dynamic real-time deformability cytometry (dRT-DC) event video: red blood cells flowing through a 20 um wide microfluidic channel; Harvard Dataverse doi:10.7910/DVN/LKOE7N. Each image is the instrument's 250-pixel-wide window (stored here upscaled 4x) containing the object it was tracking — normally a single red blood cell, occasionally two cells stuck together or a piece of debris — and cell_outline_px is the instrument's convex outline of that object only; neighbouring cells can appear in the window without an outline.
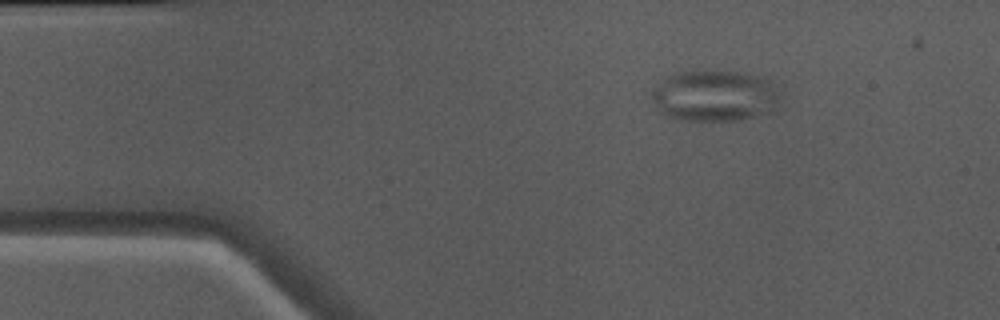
{"species": "Egyptian fruit bat (a non-hibernating species)", "species_latin": "Rousettus aegyptiacus", "temperature_condition": "warm", "stored_images_in_passage": 43, "camera_frame_rate_fps": 3000, "um_per_image_px": 0.085, "animal": {"sex": "male"}, "frame": {"image": 1, "passage_image": 1, "time_ms": 0.0, "image_size_px": [1000, 320], "cell_outline_px": [[780, 96], [772, 112], [740, 120], [684, 120], [668, 116], [656, 108], [652, 96], [652, 88], [668, 76], [676, 72], [744, 72], [760, 76], [772, 80]], "centroid_in_image_um": [60.78, 8.15], "position_along_channel_um": 24.2, "area_um2": 38.15}}
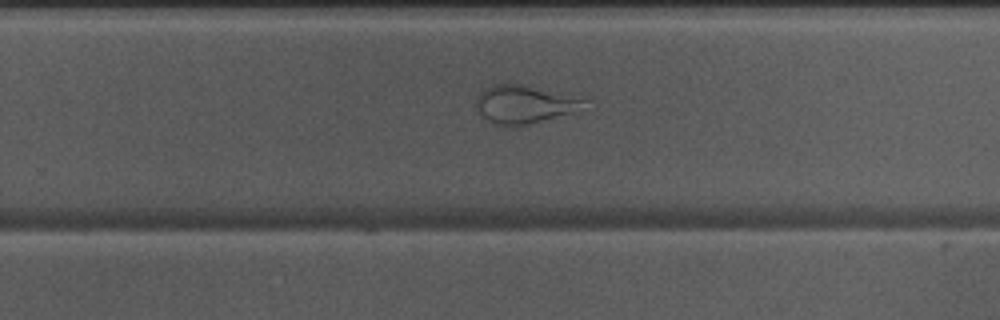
{"frame": {"image": 2, "passage_image": 25, "time_ms": 8.0, "image_size_px": [1000, 320], "cell_outline_px": [[588, 100], [572, 112], [528, 124], [500, 124], [488, 120], [476, 108], [476, 96], [484, 88], [492, 84], [528, 84]], "centroid_in_image_um": [44.51, 8.81], "position_along_channel_um": 285.3, "area_um2": 23.29}}
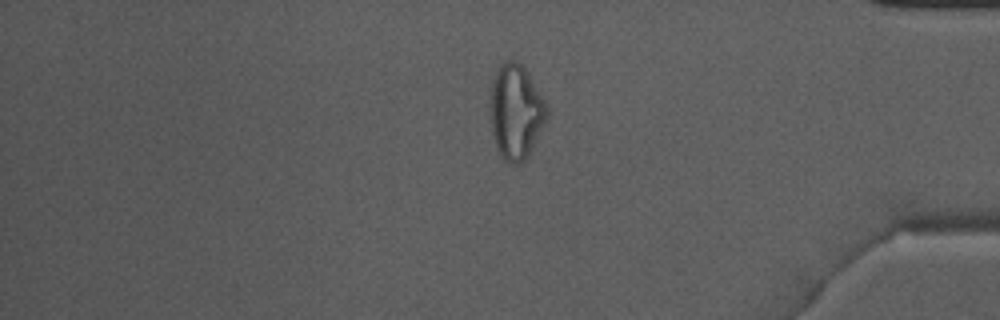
{"frame": {"image": 3, "passage_image": 35, "time_ms": 11.333, "image_size_px": [1000, 320], "cell_outline_px": [[548, 116], [528, 160], [512, 168], [504, 160], [496, 148], [492, 132], [492, 84], [496, 72], [504, 60], [512, 56], [524, 68], [544, 100], [548, 108]], "centroid_in_image_um": [43.88, 9.58], "position_along_channel_um": 391.3, "area_um2": 31.39}}